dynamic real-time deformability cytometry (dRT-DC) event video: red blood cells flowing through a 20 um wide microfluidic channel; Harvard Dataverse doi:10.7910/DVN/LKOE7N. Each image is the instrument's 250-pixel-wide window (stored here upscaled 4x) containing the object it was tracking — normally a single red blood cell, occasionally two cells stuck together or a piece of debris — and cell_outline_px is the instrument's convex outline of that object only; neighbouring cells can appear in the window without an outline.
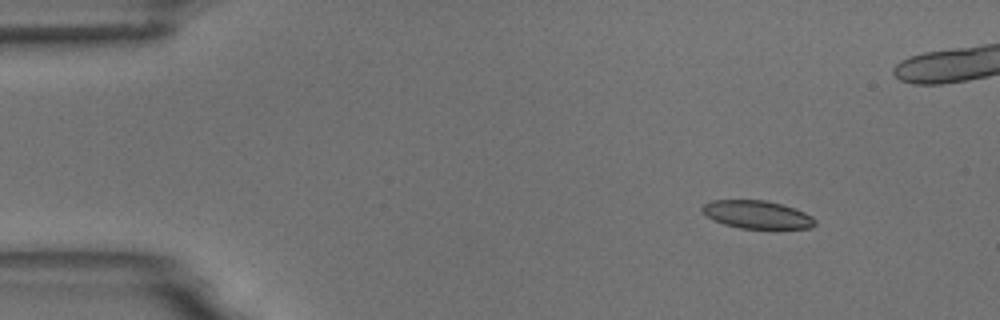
{"species": "common noctule bat (a hibernating species)", "species_latin": "Nyctalus noctula", "temperature_condition": "room temperature", "stored_images_in_passage": 5, "camera_frame_rate_fps": 3000, "um_per_image_px": 0.085, "animal": {"sex": "male", "body_mass_g": 18.8}, "frame": {"image": 1, "passage_image": 2, "time_ms": 1.333, "image_size_px": [1000, 320], "cell_outline_px": [[816, 224], [812, 228], [740, 228], [724, 224], [712, 220], [700, 208], [704, 204], [712, 200], [764, 200], [780, 204], [804, 212], [812, 216], [816, 220]], "centroid_in_image_um": [64.34, 18.24], "position_along_channel_um": 20.7, "area_um2": 18.21}}